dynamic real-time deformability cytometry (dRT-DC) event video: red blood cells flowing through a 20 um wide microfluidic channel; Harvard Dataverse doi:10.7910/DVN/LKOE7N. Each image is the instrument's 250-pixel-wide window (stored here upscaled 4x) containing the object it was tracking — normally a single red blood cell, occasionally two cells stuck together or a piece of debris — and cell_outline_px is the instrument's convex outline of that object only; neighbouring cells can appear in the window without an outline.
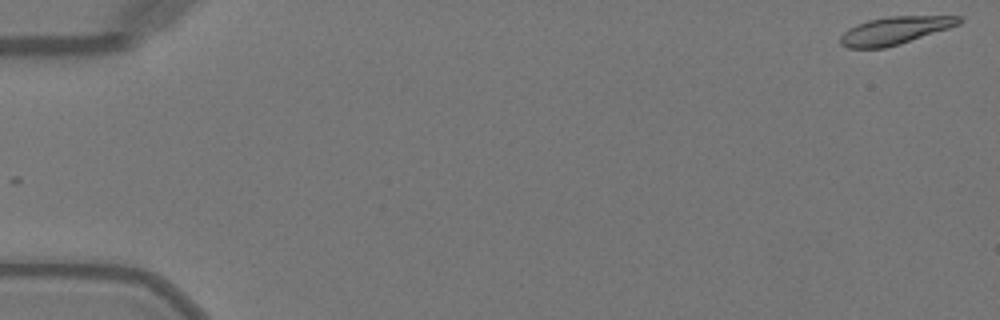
{"species": "Egyptian fruit bat (a non-hibernating species)", "species_latin": "Rousettus aegyptiacus", "temperature_condition": "warm", "stored_images_in_passage": 50, "camera_frame_rate_fps": 3000, "um_per_image_px": 0.085, "animal": {"sex": "female"}, "frame": {"image": 1, "passage_image": 1, "time_ms": 0.0, "image_size_px": [1000, 320], "cell_outline_px": [[960, 24], [900, 44], [884, 48], [848, 48], [840, 44], [840, 36], [848, 28], [856, 24], [868, 20], [888, 16], [960, 16]], "centroid_in_image_um": [76.01, 2.59], "position_along_channel_um": 9.0, "area_um2": 19.02}}
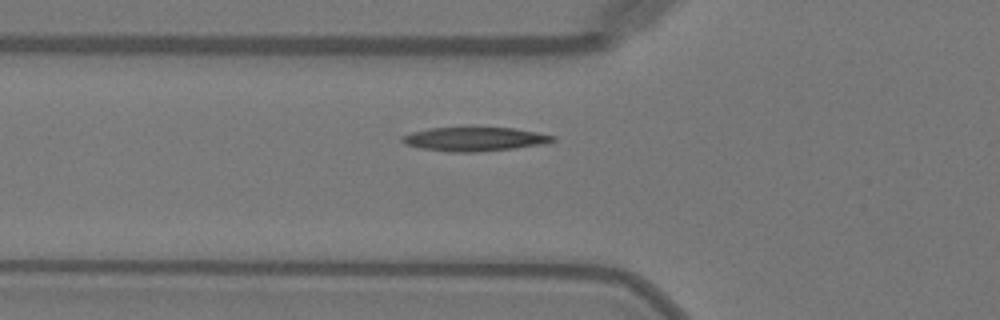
{"frame": {"image": 2, "passage_image": 18, "time_ms": 5.667, "image_size_px": [1000, 320], "cell_outline_px": [[556, 140], [544, 144], [516, 148], [472, 152], [452, 152], [420, 148], [408, 144], [400, 140], [400, 136], [412, 132], [428, 128], [468, 124], [512, 128], [536, 132], [556, 136]], "centroid_in_image_um": [40.32, 11.77], "position_along_channel_um": 85.5, "area_um2": 22.02}}
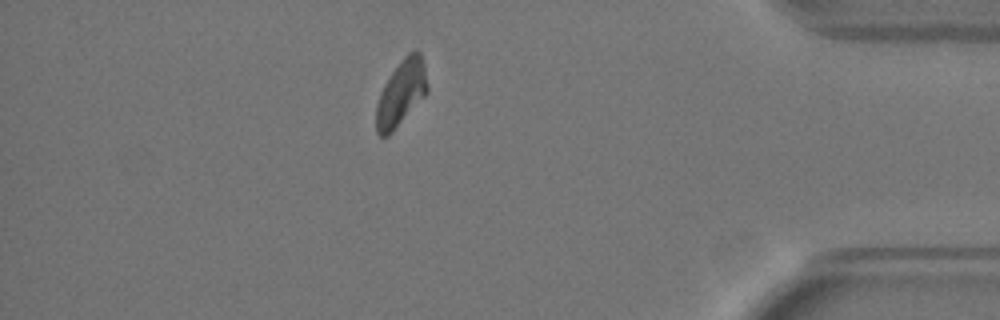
{"frame": {"image": 3, "passage_image": 44, "time_ms": 14.333, "image_size_px": [1000, 320], "cell_outline_px": [[428, 92], [392, 132], [388, 136], [380, 136], [376, 132], [376, 104], [380, 92], [384, 84], [392, 72], [404, 56], [408, 52], [416, 48], [420, 52], [424, 64], [428, 88]], "centroid_in_image_um": [34.09, 7.89], "position_along_channel_um": 401.1, "area_um2": 19.54}, "authors_computed_cell_mechanics": {"area_um2": 20.1144, "velocity_mm_per_s": 4.0629, "shape_relaxation_time_tau1_ms": 6.2291, "shape_relaxation_time_tau2_ms": null, "deformation_change_tau1": 0.1801, "deformation_change_tau2": null}}